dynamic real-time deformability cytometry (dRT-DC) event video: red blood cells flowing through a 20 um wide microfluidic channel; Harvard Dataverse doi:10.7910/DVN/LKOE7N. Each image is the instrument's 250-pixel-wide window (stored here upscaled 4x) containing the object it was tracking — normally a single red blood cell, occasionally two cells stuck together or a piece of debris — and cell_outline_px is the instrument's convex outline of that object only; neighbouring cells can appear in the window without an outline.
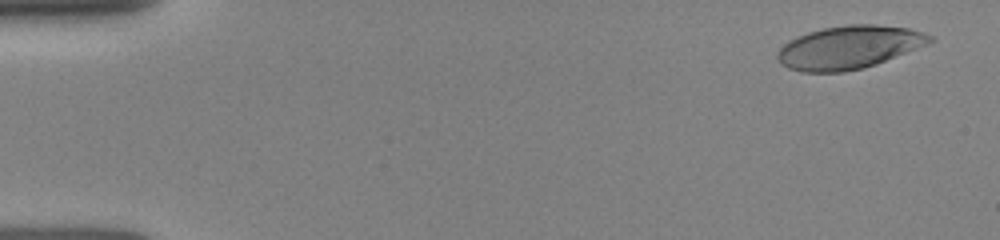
{"species": "human", "species_latin": "Homo sapiens", "temperature_condition": "room temperature", "stored_images_in_passage": 8, "camera_frame_rate_fps": 3000, "um_per_image_px": 0.085, "donor": {"sex": "female"}, "frame": {"image": 1, "passage_image": 1, "time_ms": 0.0, "image_size_px": [1000, 240], "cell_outline_px": [[936, 40], [876, 64], [864, 68], [844, 72], [800, 72], [788, 68], [780, 64], [776, 56], [776, 52], [788, 40], [808, 32], [824, 28], [848, 24], [872, 24], [908, 28], [924, 32], [932, 36]], "centroid_in_image_um": [72.13, 4.03], "position_along_channel_um": 12.9, "area_um2": 38.26}}
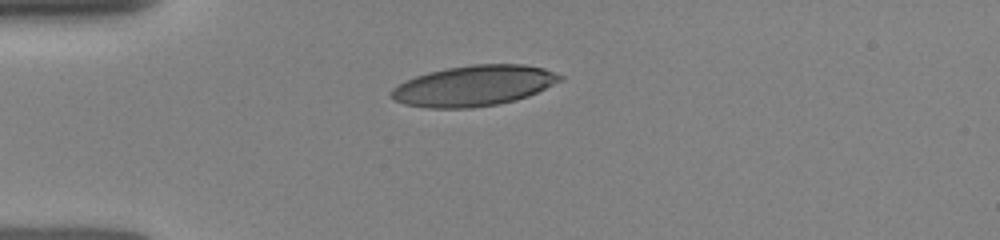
{"frame": {"image": 2, "passage_image": 5, "time_ms": 3.333, "image_size_px": [1000, 240], "cell_outline_px": [[564, 80], [528, 96], [516, 100], [496, 104], [472, 108], [428, 108], [404, 104], [392, 100], [388, 92], [392, 88], [416, 76], [428, 72], [448, 68], [472, 64], [524, 64], [544, 68], [564, 76]], "centroid_in_image_um": [40.28, 7.29], "position_along_channel_um": 44.7, "area_um2": 40.06}}
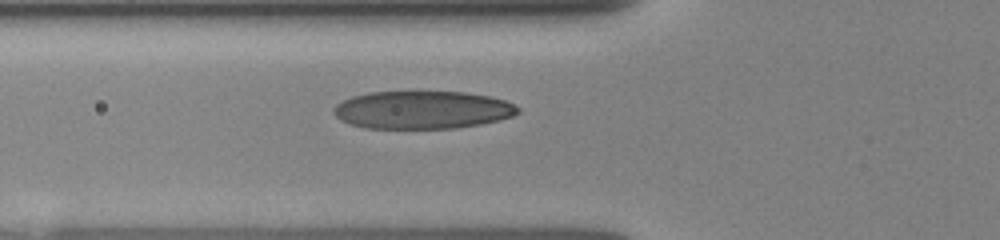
{"frame": {"image": 3, "passage_image": 7, "time_ms": 5.0, "image_size_px": [1000, 240], "cell_outline_px": [[520, 112], [512, 116], [500, 120], [480, 124], [456, 128], [364, 128], [348, 124], [340, 120], [332, 112], [332, 108], [336, 104], [352, 96], [368, 92], [464, 92], [488, 96], [504, 100], [520, 108]], "centroid_in_image_um": [35.87, 9.34], "position_along_channel_um": 89.9, "area_um2": 40.75}}